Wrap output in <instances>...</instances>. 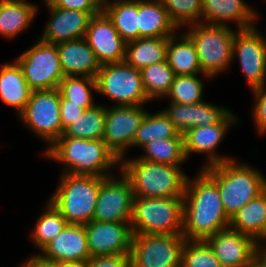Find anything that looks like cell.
I'll return each instance as SVG.
<instances>
[{
  "label": "cell",
  "mask_w": 266,
  "mask_h": 267,
  "mask_svg": "<svg viewBox=\"0 0 266 267\" xmlns=\"http://www.w3.org/2000/svg\"><path fill=\"white\" fill-rule=\"evenodd\" d=\"M187 178L183 196V237L205 241L218 231L229 228L217 184L202 170L193 180Z\"/></svg>",
  "instance_id": "1"
},
{
  "label": "cell",
  "mask_w": 266,
  "mask_h": 267,
  "mask_svg": "<svg viewBox=\"0 0 266 267\" xmlns=\"http://www.w3.org/2000/svg\"><path fill=\"white\" fill-rule=\"evenodd\" d=\"M44 154L64 163L63 173L73 175L108 177L111 176L107 173L108 170L121 164V160L102 139L87 140L61 136Z\"/></svg>",
  "instance_id": "2"
},
{
  "label": "cell",
  "mask_w": 266,
  "mask_h": 267,
  "mask_svg": "<svg viewBox=\"0 0 266 267\" xmlns=\"http://www.w3.org/2000/svg\"><path fill=\"white\" fill-rule=\"evenodd\" d=\"M121 173L130 181L134 197L183 198L187 176L180 166L121 159Z\"/></svg>",
  "instance_id": "3"
},
{
  "label": "cell",
  "mask_w": 266,
  "mask_h": 267,
  "mask_svg": "<svg viewBox=\"0 0 266 267\" xmlns=\"http://www.w3.org/2000/svg\"><path fill=\"white\" fill-rule=\"evenodd\" d=\"M217 184L226 214L231 216L266 189L257 170L234 159L202 168Z\"/></svg>",
  "instance_id": "4"
},
{
  "label": "cell",
  "mask_w": 266,
  "mask_h": 267,
  "mask_svg": "<svg viewBox=\"0 0 266 267\" xmlns=\"http://www.w3.org/2000/svg\"><path fill=\"white\" fill-rule=\"evenodd\" d=\"M105 177L63 173L49 202L67 224L85 225L93 220L100 184Z\"/></svg>",
  "instance_id": "5"
},
{
  "label": "cell",
  "mask_w": 266,
  "mask_h": 267,
  "mask_svg": "<svg viewBox=\"0 0 266 267\" xmlns=\"http://www.w3.org/2000/svg\"><path fill=\"white\" fill-rule=\"evenodd\" d=\"M132 234H182L183 198L134 197Z\"/></svg>",
  "instance_id": "6"
},
{
  "label": "cell",
  "mask_w": 266,
  "mask_h": 267,
  "mask_svg": "<svg viewBox=\"0 0 266 267\" xmlns=\"http://www.w3.org/2000/svg\"><path fill=\"white\" fill-rule=\"evenodd\" d=\"M190 28L185 34L195 45L203 75L213 77L230 66L235 31L228 25H208L201 22Z\"/></svg>",
  "instance_id": "7"
},
{
  "label": "cell",
  "mask_w": 266,
  "mask_h": 267,
  "mask_svg": "<svg viewBox=\"0 0 266 267\" xmlns=\"http://www.w3.org/2000/svg\"><path fill=\"white\" fill-rule=\"evenodd\" d=\"M95 80L96 92L117 101L118 106H140L151 101L146 96L141 72L125 61L101 65Z\"/></svg>",
  "instance_id": "8"
},
{
  "label": "cell",
  "mask_w": 266,
  "mask_h": 267,
  "mask_svg": "<svg viewBox=\"0 0 266 267\" xmlns=\"http://www.w3.org/2000/svg\"><path fill=\"white\" fill-rule=\"evenodd\" d=\"M182 234H132L130 267H180Z\"/></svg>",
  "instance_id": "9"
},
{
  "label": "cell",
  "mask_w": 266,
  "mask_h": 267,
  "mask_svg": "<svg viewBox=\"0 0 266 267\" xmlns=\"http://www.w3.org/2000/svg\"><path fill=\"white\" fill-rule=\"evenodd\" d=\"M16 62L32 91L58 88L65 77L56 44L40 39L22 53Z\"/></svg>",
  "instance_id": "10"
},
{
  "label": "cell",
  "mask_w": 266,
  "mask_h": 267,
  "mask_svg": "<svg viewBox=\"0 0 266 267\" xmlns=\"http://www.w3.org/2000/svg\"><path fill=\"white\" fill-rule=\"evenodd\" d=\"M19 117L51 147L63 134L58 88L32 91Z\"/></svg>",
  "instance_id": "11"
},
{
  "label": "cell",
  "mask_w": 266,
  "mask_h": 267,
  "mask_svg": "<svg viewBox=\"0 0 266 267\" xmlns=\"http://www.w3.org/2000/svg\"><path fill=\"white\" fill-rule=\"evenodd\" d=\"M120 177L116 180L108 176L102 180L93 221L131 222L134 193L129 179L123 173Z\"/></svg>",
  "instance_id": "12"
},
{
  "label": "cell",
  "mask_w": 266,
  "mask_h": 267,
  "mask_svg": "<svg viewBox=\"0 0 266 267\" xmlns=\"http://www.w3.org/2000/svg\"><path fill=\"white\" fill-rule=\"evenodd\" d=\"M140 106L106 107L105 131L103 141L121 160L127 148L132 147L136 131L147 111Z\"/></svg>",
  "instance_id": "13"
},
{
  "label": "cell",
  "mask_w": 266,
  "mask_h": 267,
  "mask_svg": "<svg viewBox=\"0 0 266 267\" xmlns=\"http://www.w3.org/2000/svg\"><path fill=\"white\" fill-rule=\"evenodd\" d=\"M232 55L239 57L242 72L252 90L265 83L266 39L255 27L236 31Z\"/></svg>",
  "instance_id": "14"
},
{
  "label": "cell",
  "mask_w": 266,
  "mask_h": 267,
  "mask_svg": "<svg viewBox=\"0 0 266 267\" xmlns=\"http://www.w3.org/2000/svg\"><path fill=\"white\" fill-rule=\"evenodd\" d=\"M90 257L130 255L132 231L130 222L90 221L84 225Z\"/></svg>",
  "instance_id": "15"
},
{
  "label": "cell",
  "mask_w": 266,
  "mask_h": 267,
  "mask_svg": "<svg viewBox=\"0 0 266 267\" xmlns=\"http://www.w3.org/2000/svg\"><path fill=\"white\" fill-rule=\"evenodd\" d=\"M84 38L101 65L124 62L126 42L103 10L91 17Z\"/></svg>",
  "instance_id": "16"
},
{
  "label": "cell",
  "mask_w": 266,
  "mask_h": 267,
  "mask_svg": "<svg viewBox=\"0 0 266 267\" xmlns=\"http://www.w3.org/2000/svg\"><path fill=\"white\" fill-rule=\"evenodd\" d=\"M205 242L213 250L222 267H245L256 257L257 242L231 228L218 231Z\"/></svg>",
  "instance_id": "17"
},
{
  "label": "cell",
  "mask_w": 266,
  "mask_h": 267,
  "mask_svg": "<svg viewBox=\"0 0 266 267\" xmlns=\"http://www.w3.org/2000/svg\"><path fill=\"white\" fill-rule=\"evenodd\" d=\"M237 118L228 112L218 123L210 126L192 127L185 134L184 138V153L186 159H189L191 153H203L208 156V164L203 167L219 164L224 161L232 160L231 158L223 157L216 154V148L224 138L227 129L231 123H234Z\"/></svg>",
  "instance_id": "18"
},
{
  "label": "cell",
  "mask_w": 266,
  "mask_h": 267,
  "mask_svg": "<svg viewBox=\"0 0 266 267\" xmlns=\"http://www.w3.org/2000/svg\"><path fill=\"white\" fill-rule=\"evenodd\" d=\"M39 255L48 261L62 263L67 261H87L90 253L84 225L67 224L54 237Z\"/></svg>",
  "instance_id": "19"
},
{
  "label": "cell",
  "mask_w": 266,
  "mask_h": 267,
  "mask_svg": "<svg viewBox=\"0 0 266 267\" xmlns=\"http://www.w3.org/2000/svg\"><path fill=\"white\" fill-rule=\"evenodd\" d=\"M52 15L40 40L58 44L84 38L92 15L89 12L46 5Z\"/></svg>",
  "instance_id": "20"
},
{
  "label": "cell",
  "mask_w": 266,
  "mask_h": 267,
  "mask_svg": "<svg viewBox=\"0 0 266 267\" xmlns=\"http://www.w3.org/2000/svg\"><path fill=\"white\" fill-rule=\"evenodd\" d=\"M169 107L163 111L182 135L192 127L216 124L229 112L224 107H217L206 101L197 104L170 102Z\"/></svg>",
  "instance_id": "21"
},
{
  "label": "cell",
  "mask_w": 266,
  "mask_h": 267,
  "mask_svg": "<svg viewBox=\"0 0 266 267\" xmlns=\"http://www.w3.org/2000/svg\"><path fill=\"white\" fill-rule=\"evenodd\" d=\"M64 76L95 78L101 68L85 38L56 44Z\"/></svg>",
  "instance_id": "22"
},
{
  "label": "cell",
  "mask_w": 266,
  "mask_h": 267,
  "mask_svg": "<svg viewBox=\"0 0 266 267\" xmlns=\"http://www.w3.org/2000/svg\"><path fill=\"white\" fill-rule=\"evenodd\" d=\"M256 16L257 13L244 0H202L203 24L227 25L228 21H235L238 30L248 29L255 26Z\"/></svg>",
  "instance_id": "23"
},
{
  "label": "cell",
  "mask_w": 266,
  "mask_h": 267,
  "mask_svg": "<svg viewBox=\"0 0 266 267\" xmlns=\"http://www.w3.org/2000/svg\"><path fill=\"white\" fill-rule=\"evenodd\" d=\"M229 228L257 243L266 239V189L231 216Z\"/></svg>",
  "instance_id": "24"
},
{
  "label": "cell",
  "mask_w": 266,
  "mask_h": 267,
  "mask_svg": "<svg viewBox=\"0 0 266 267\" xmlns=\"http://www.w3.org/2000/svg\"><path fill=\"white\" fill-rule=\"evenodd\" d=\"M139 38L170 37L177 27L161 0H138Z\"/></svg>",
  "instance_id": "25"
},
{
  "label": "cell",
  "mask_w": 266,
  "mask_h": 267,
  "mask_svg": "<svg viewBox=\"0 0 266 267\" xmlns=\"http://www.w3.org/2000/svg\"><path fill=\"white\" fill-rule=\"evenodd\" d=\"M32 90L25 80L18 63H6L0 70V99L12 106L18 115L24 110Z\"/></svg>",
  "instance_id": "26"
},
{
  "label": "cell",
  "mask_w": 266,
  "mask_h": 267,
  "mask_svg": "<svg viewBox=\"0 0 266 267\" xmlns=\"http://www.w3.org/2000/svg\"><path fill=\"white\" fill-rule=\"evenodd\" d=\"M168 37L139 38L126 43L125 62L139 71L166 61Z\"/></svg>",
  "instance_id": "27"
},
{
  "label": "cell",
  "mask_w": 266,
  "mask_h": 267,
  "mask_svg": "<svg viewBox=\"0 0 266 267\" xmlns=\"http://www.w3.org/2000/svg\"><path fill=\"white\" fill-rule=\"evenodd\" d=\"M168 37L166 61L176 76L197 75L201 71L196 48L186 35ZM179 41H177V40Z\"/></svg>",
  "instance_id": "28"
},
{
  "label": "cell",
  "mask_w": 266,
  "mask_h": 267,
  "mask_svg": "<svg viewBox=\"0 0 266 267\" xmlns=\"http://www.w3.org/2000/svg\"><path fill=\"white\" fill-rule=\"evenodd\" d=\"M37 6L23 0L0 3V35L12 38L27 28L36 16Z\"/></svg>",
  "instance_id": "29"
},
{
  "label": "cell",
  "mask_w": 266,
  "mask_h": 267,
  "mask_svg": "<svg viewBox=\"0 0 266 267\" xmlns=\"http://www.w3.org/2000/svg\"><path fill=\"white\" fill-rule=\"evenodd\" d=\"M127 43L139 39L138 0L110 2L102 9Z\"/></svg>",
  "instance_id": "30"
},
{
  "label": "cell",
  "mask_w": 266,
  "mask_h": 267,
  "mask_svg": "<svg viewBox=\"0 0 266 267\" xmlns=\"http://www.w3.org/2000/svg\"><path fill=\"white\" fill-rule=\"evenodd\" d=\"M106 107L94 105L86 109L63 132L62 136H70L87 140L103 139L105 131Z\"/></svg>",
  "instance_id": "31"
},
{
  "label": "cell",
  "mask_w": 266,
  "mask_h": 267,
  "mask_svg": "<svg viewBox=\"0 0 266 267\" xmlns=\"http://www.w3.org/2000/svg\"><path fill=\"white\" fill-rule=\"evenodd\" d=\"M158 138H183V135L177 131L164 111L156 114L146 113L136 131L132 147H142Z\"/></svg>",
  "instance_id": "32"
},
{
  "label": "cell",
  "mask_w": 266,
  "mask_h": 267,
  "mask_svg": "<svg viewBox=\"0 0 266 267\" xmlns=\"http://www.w3.org/2000/svg\"><path fill=\"white\" fill-rule=\"evenodd\" d=\"M142 147L146 154L138 159L174 166H180L185 160L187 161L184 153V138H158Z\"/></svg>",
  "instance_id": "33"
},
{
  "label": "cell",
  "mask_w": 266,
  "mask_h": 267,
  "mask_svg": "<svg viewBox=\"0 0 266 267\" xmlns=\"http://www.w3.org/2000/svg\"><path fill=\"white\" fill-rule=\"evenodd\" d=\"M90 89L96 91V80L85 76H65L58 85L61 98L85 110L95 105Z\"/></svg>",
  "instance_id": "34"
},
{
  "label": "cell",
  "mask_w": 266,
  "mask_h": 267,
  "mask_svg": "<svg viewBox=\"0 0 266 267\" xmlns=\"http://www.w3.org/2000/svg\"><path fill=\"white\" fill-rule=\"evenodd\" d=\"M140 72L146 96L150 100L166 96L176 76L167 61L149 65Z\"/></svg>",
  "instance_id": "35"
},
{
  "label": "cell",
  "mask_w": 266,
  "mask_h": 267,
  "mask_svg": "<svg viewBox=\"0 0 266 267\" xmlns=\"http://www.w3.org/2000/svg\"><path fill=\"white\" fill-rule=\"evenodd\" d=\"M46 209L39 217L31 234L33 242L40 250L67 225L66 219L50 202H47Z\"/></svg>",
  "instance_id": "36"
},
{
  "label": "cell",
  "mask_w": 266,
  "mask_h": 267,
  "mask_svg": "<svg viewBox=\"0 0 266 267\" xmlns=\"http://www.w3.org/2000/svg\"><path fill=\"white\" fill-rule=\"evenodd\" d=\"M203 84L195 75L175 76L166 94L170 102L178 104H197L203 101Z\"/></svg>",
  "instance_id": "37"
},
{
  "label": "cell",
  "mask_w": 266,
  "mask_h": 267,
  "mask_svg": "<svg viewBox=\"0 0 266 267\" xmlns=\"http://www.w3.org/2000/svg\"><path fill=\"white\" fill-rule=\"evenodd\" d=\"M177 28L201 22L202 0H161Z\"/></svg>",
  "instance_id": "38"
},
{
  "label": "cell",
  "mask_w": 266,
  "mask_h": 267,
  "mask_svg": "<svg viewBox=\"0 0 266 267\" xmlns=\"http://www.w3.org/2000/svg\"><path fill=\"white\" fill-rule=\"evenodd\" d=\"M180 267H222L213 250L205 241L186 240Z\"/></svg>",
  "instance_id": "39"
},
{
  "label": "cell",
  "mask_w": 266,
  "mask_h": 267,
  "mask_svg": "<svg viewBox=\"0 0 266 267\" xmlns=\"http://www.w3.org/2000/svg\"><path fill=\"white\" fill-rule=\"evenodd\" d=\"M44 2L46 5L89 12L92 16L99 14L103 9L98 0H45Z\"/></svg>",
  "instance_id": "40"
},
{
  "label": "cell",
  "mask_w": 266,
  "mask_h": 267,
  "mask_svg": "<svg viewBox=\"0 0 266 267\" xmlns=\"http://www.w3.org/2000/svg\"><path fill=\"white\" fill-rule=\"evenodd\" d=\"M264 83L262 86L253 89L252 93L256 96V104L253 111V120L259 133H266V89Z\"/></svg>",
  "instance_id": "41"
},
{
  "label": "cell",
  "mask_w": 266,
  "mask_h": 267,
  "mask_svg": "<svg viewBox=\"0 0 266 267\" xmlns=\"http://www.w3.org/2000/svg\"><path fill=\"white\" fill-rule=\"evenodd\" d=\"M88 267H130V255H105L90 257Z\"/></svg>",
  "instance_id": "42"
},
{
  "label": "cell",
  "mask_w": 266,
  "mask_h": 267,
  "mask_svg": "<svg viewBox=\"0 0 266 267\" xmlns=\"http://www.w3.org/2000/svg\"><path fill=\"white\" fill-rule=\"evenodd\" d=\"M84 111V108L75 104H69L68 100H64L60 96V118L63 132L70 124L74 122V120L78 118V116L82 115Z\"/></svg>",
  "instance_id": "43"
},
{
  "label": "cell",
  "mask_w": 266,
  "mask_h": 267,
  "mask_svg": "<svg viewBox=\"0 0 266 267\" xmlns=\"http://www.w3.org/2000/svg\"><path fill=\"white\" fill-rule=\"evenodd\" d=\"M29 258L22 267H58V263L45 260L38 254Z\"/></svg>",
  "instance_id": "44"
},
{
  "label": "cell",
  "mask_w": 266,
  "mask_h": 267,
  "mask_svg": "<svg viewBox=\"0 0 266 267\" xmlns=\"http://www.w3.org/2000/svg\"><path fill=\"white\" fill-rule=\"evenodd\" d=\"M58 267H88L87 261H67L58 264Z\"/></svg>",
  "instance_id": "45"
},
{
  "label": "cell",
  "mask_w": 266,
  "mask_h": 267,
  "mask_svg": "<svg viewBox=\"0 0 266 267\" xmlns=\"http://www.w3.org/2000/svg\"><path fill=\"white\" fill-rule=\"evenodd\" d=\"M260 248H265L261 247L260 242L257 243L256 247V256L263 262V264L266 266V248L265 249H260Z\"/></svg>",
  "instance_id": "46"
},
{
  "label": "cell",
  "mask_w": 266,
  "mask_h": 267,
  "mask_svg": "<svg viewBox=\"0 0 266 267\" xmlns=\"http://www.w3.org/2000/svg\"><path fill=\"white\" fill-rule=\"evenodd\" d=\"M245 267H266L263 262L256 256L248 265Z\"/></svg>",
  "instance_id": "47"
},
{
  "label": "cell",
  "mask_w": 266,
  "mask_h": 267,
  "mask_svg": "<svg viewBox=\"0 0 266 267\" xmlns=\"http://www.w3.org/2000/svg\"><path fill=\"white\" fill-rule=\"evenodd\" d=\"M118 1H129V0H118ZM109 3L110 2L108 0H99V4L101 5L102 8Z\"/></svg>",
  "instance_id": "48"
},
{
  "label": "cell",
  "mask_w": 266,
  "mask_h": 267,
  "mask_svg": "<svg viewBox=\"0 0 266 267\" xmlns=\"http://www.w3.org/2000/svg\"><path fill=\"white\" fill-rule=\"evenodd\" d=\"M8 1H12V0H0V3H5V2H8Z\"/></svg>",
  "instance_id": "49"
}]
</instances>
